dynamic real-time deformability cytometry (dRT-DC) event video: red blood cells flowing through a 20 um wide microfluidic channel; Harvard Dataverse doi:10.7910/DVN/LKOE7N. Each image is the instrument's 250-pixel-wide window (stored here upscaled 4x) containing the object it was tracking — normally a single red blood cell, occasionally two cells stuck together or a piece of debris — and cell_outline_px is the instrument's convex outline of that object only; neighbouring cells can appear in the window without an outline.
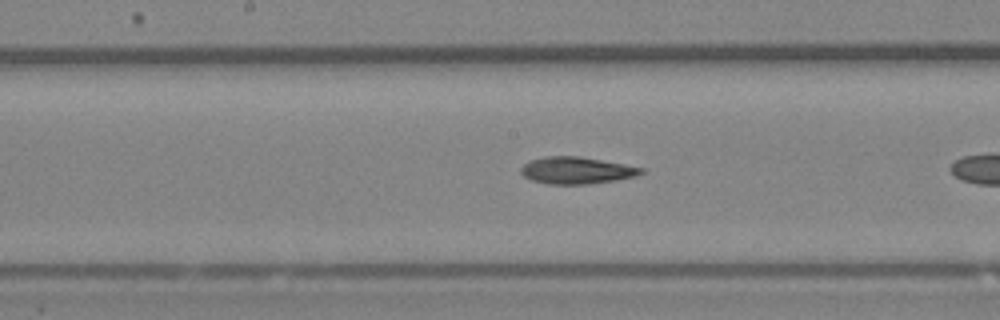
{"species": "Egyptian fruit bat (a non-hibernating species)", "species_latin": "Rousettus aegyptiacus", "temperature_condition": "room temperature", "stored_images_in_passage": 15, "camera_frame_rate_fps": 3000, "um_per_image_px": 0.085, "animal": {"sex": "female"}, "frame": {"image": 1, "passage_image": 11, "time_ms": 3.333, "image_size_px": [1000, 320], "cell_outline_px": [[644, 172], [636, 176], [616, 180], [588, 184], [548, 184], [532, 180], [524, 176], [520, 172], [520, 168], [524, 164], [532, 160], [544, 156], [580, 156], [644, 168]], "centroid_in_image_um": [49.0, 14.48], "position_along_channel_um": 199.2, "area_um2": 18.79}}